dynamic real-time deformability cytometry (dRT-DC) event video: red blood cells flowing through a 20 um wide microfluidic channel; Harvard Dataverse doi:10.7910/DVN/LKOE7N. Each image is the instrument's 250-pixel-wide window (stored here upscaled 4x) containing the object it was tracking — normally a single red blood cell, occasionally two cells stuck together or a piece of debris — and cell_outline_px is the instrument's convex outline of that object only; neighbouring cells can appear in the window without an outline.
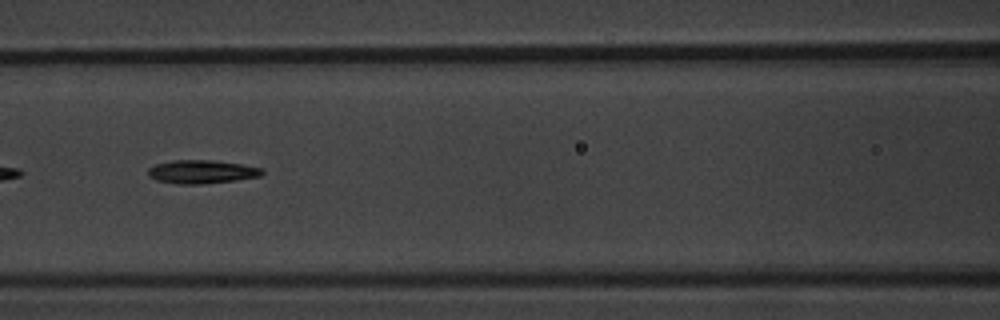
{"species": "common noctule bat (a hibernating species)", "species_latin": "Nyctalus noctula", "temperature_condition": "warm", "stored_images_in_passage": 8, "camera_frame_rate_fps": 3000, "um_per_image_px": 0.085, "animal": {"sex": "male", "body_mass_g": 20.1, "forearm_length_mm": 53.5}, "frame": {"image": 1, "passage_image": 6, "time_ms": 5.667, "image_size_px": [1000, 320], "cell_outline_px": [[264, 172], [260, 176], [236, 180], [200, 184], [180, 184], [156, 180], [148, 176], [148, 168], [156, 164], [172, 160], [212, 160], [240, 164], [264, 168]], "centroid_in_image_um": [17.14, 14.6], "position_along_channel_um": 149.5, "area_um2": 15.55}}
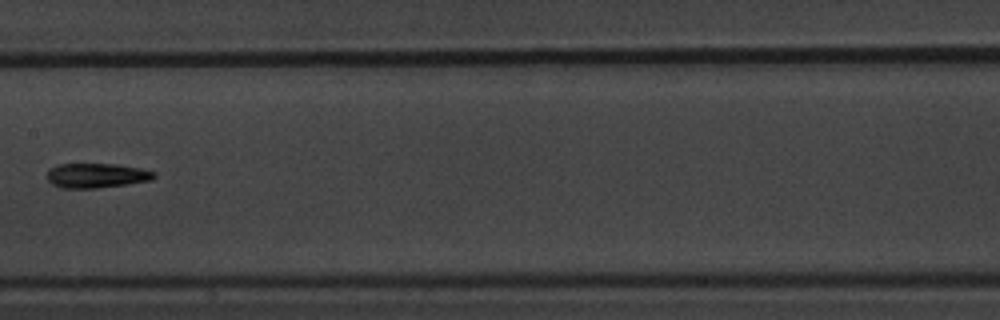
{"frame": {"image": 2, "passage_image": 7, "time_ms": 7.0, "image_size_px": [1000, 320], "cell_outline_px": [[156, 176], [152, 180], [128, 184], [96, 188], [60, 188], [52, 184], [48, 180], [48, 168], [56, 164], [116, 164], [140, 168], [156, 172]], "centroid_in_image_um": [8.2, 14.92], "position_along_channel_um": 199.2, "area_um2": 15.49}}
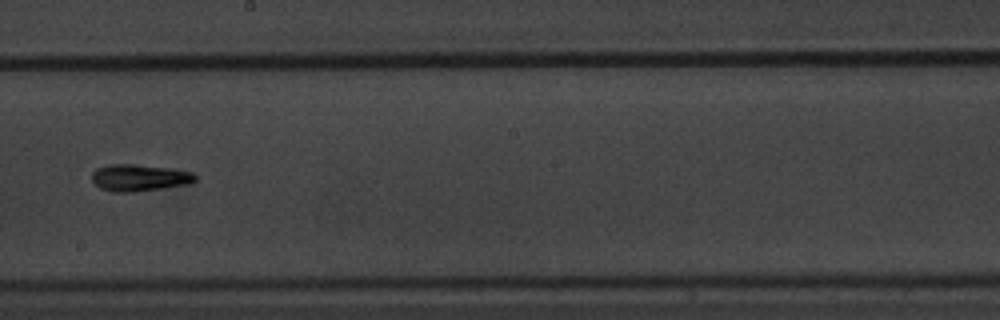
{"frame": {"image": 3, "passage_image": 8, "time_ms": 8.0, "image_size_px": [1000, 320], "cell_outline_px": [[196, 180], [192, 184], [132, 192], [112, 192], [100, 188], [92, 180], [92, 172], [96, 168], [108, 164], [136, 164], [168, 168], [192, 172], [196, 176]], "centroid_in_image_um": [11.84, 15.1], "position_along_channel_um": 236.4, "area_um2": 16.24}}